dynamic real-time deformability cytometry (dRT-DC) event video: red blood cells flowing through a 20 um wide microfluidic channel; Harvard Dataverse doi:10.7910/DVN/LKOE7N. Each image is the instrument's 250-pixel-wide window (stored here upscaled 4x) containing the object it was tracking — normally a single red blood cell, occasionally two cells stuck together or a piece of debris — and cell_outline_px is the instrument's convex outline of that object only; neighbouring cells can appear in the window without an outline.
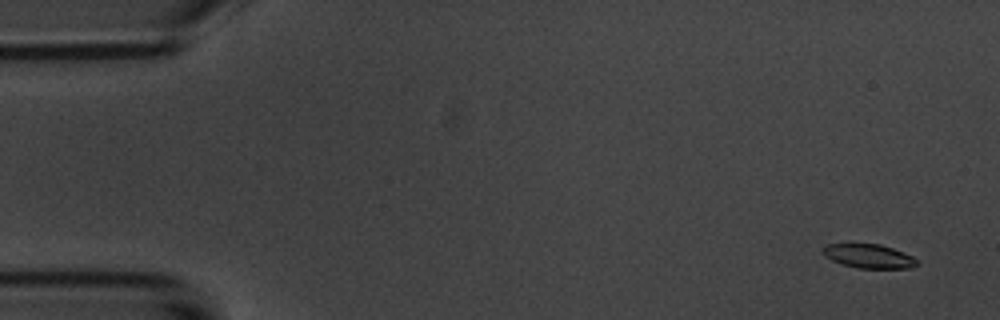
{"species": "common noctule bat (a hibernating species)", "species_latin": "Nyctalus noctula", "temperature_condition": "room temperature", "stored_images_in_passage": 55, "camera_frame_rate_fps": 3000, "um_per_image_px": 0.085, "animal": {"sex": "male", "body_mass_g": 20.1, "forearm_length_mm": 53.5}, "frame": {"image": 1, "passage_image": 3, "time_ms": 0.667, "image_size_px": [1000, 320], "cell_outline_px": [[920, 264], [912, 268], [860, 268], [840, 264], [824, 256], [820, 252], [820, 248], [828, 244], [848, 240], [880, 244], [892, 248], [912, 256], [920, 260]], "centroid_in_image_um": [73.77, 21.71], "position_along_channel_um": 11.2, "area_um2": 14.1}}
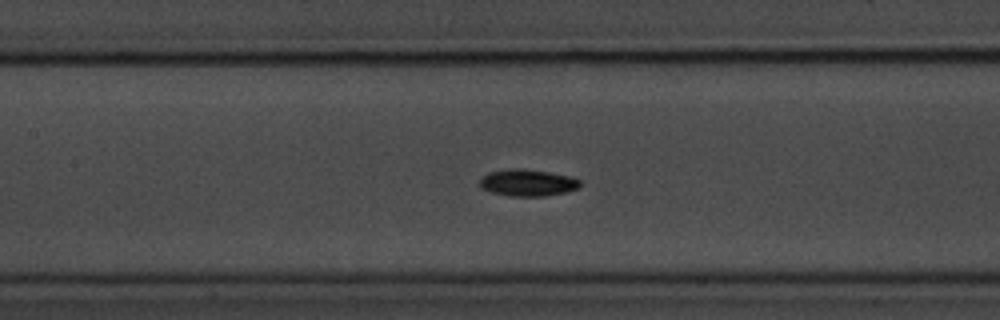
{"frame": {"image": 2, "passage_image": 25, "time_ms": 8.0, "image_size_px": [1000, 320], "cell_outline_px": [[580, 188], [564, 192], [544, 196], [508, 196], [492, 192], [480, 188], [480, 180], [488, 172], [516, 168], [520, 168], [548, 172], [572, 176], [580, 180]], "centroid_in_image_um": [44.86, 15.53], "position_along_channel_um": 162.5, "area_um2": 15.61}}
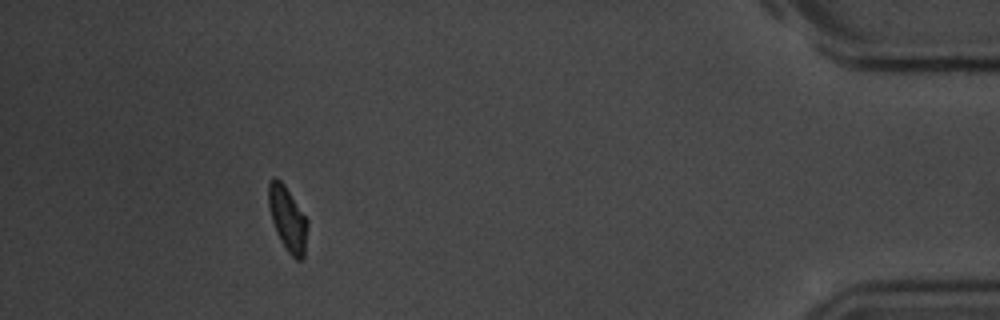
{"frame": {"image": 3, "passage_image": 50, "time_ms": 16.333, "image_size_px": [1000, 320], "cell_outline_px": [[308, 224], [304, 256], [300, 260], [296, 260], [288, 252], [280, 240], [276, 232], [272, 220], [268, 204], [268, 184], [272, 176], [276, 176], [284, 184], [308, 220]], "centroid_in_image_um": [24.44, 18.58], "position_along_channel_um": 410.8, "area_um2": 14.68}, "authors_computed_cell_mechanics": {"area_um2": 14.8546, "velocity_mm_per_s": 3.6981, "shape_relaxation_time_tau1_ms": 1.9178, "shape_relaxation_time_tau2_ms": null, "deformation_change_tau1": 0.1064, "deformation_change_tau2": null}}